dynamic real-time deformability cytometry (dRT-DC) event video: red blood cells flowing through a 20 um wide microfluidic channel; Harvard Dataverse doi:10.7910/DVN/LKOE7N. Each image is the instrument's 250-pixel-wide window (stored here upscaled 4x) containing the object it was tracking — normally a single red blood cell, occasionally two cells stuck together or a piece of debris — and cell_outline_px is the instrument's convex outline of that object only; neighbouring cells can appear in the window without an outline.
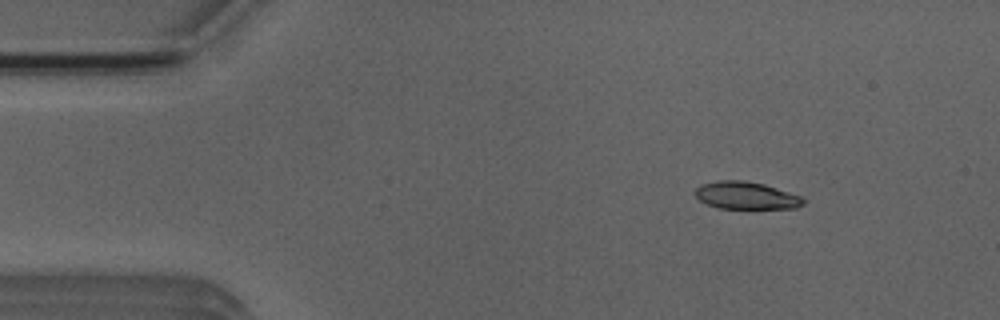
{"species": "Egyptian fruit bat (a non-hibernating species)", "species_latin": "Rousettus aegyptiacus", "temperature_condition": "room temperature", "stored_images_in_passage": 4, "camera_frame_rate_fps": 3000, "um_per_image_px": 0.085, "animal": {"sex": "male"}, "frame": {"image": 1, "passage_image": 2, "time_ms": 1.333, "image_size_px": [1000, 320], "cell_outline_px": [[804, 204], [796, 208], [716, 208], [700, 200], [696, 196], [696, 188], [700, 184], [716, 180], [744, 180], [764, 184], [800, 196], [804, 200]], "centroid_in_image_um": [63.39, 16.61], "position_along_channel_um": 21.6, "area_um2": 17.17}}